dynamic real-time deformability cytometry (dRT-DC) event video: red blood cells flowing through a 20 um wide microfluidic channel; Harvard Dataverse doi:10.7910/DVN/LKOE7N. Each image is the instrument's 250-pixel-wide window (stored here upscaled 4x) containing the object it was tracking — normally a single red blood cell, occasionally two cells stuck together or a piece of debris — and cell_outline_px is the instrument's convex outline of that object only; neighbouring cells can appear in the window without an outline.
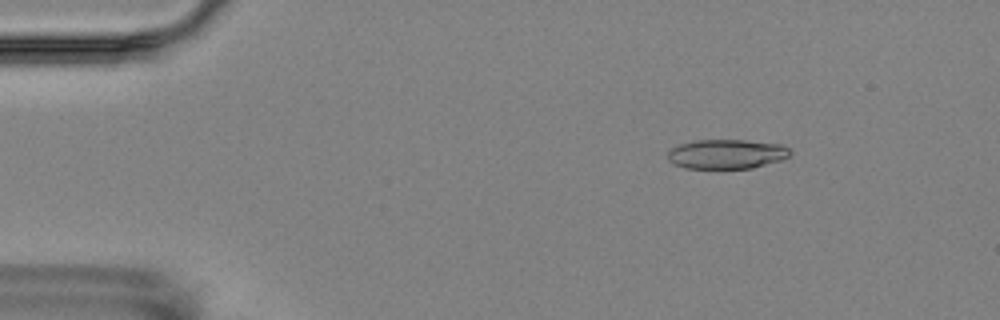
{"species": "Egyptian fruit bat (a non-hibernating species)", "species_latin": "Rousettus aegyptiacus", "temperature_condition": "room temperature", "stored_images_in_passage": 3, "camera_frame_rate_fps": 3000, "um_per_image_px": 0.085, "animal": {"sex": "female"}, "frame": {"image": 1, "passage_image": 1, "time_ms": 0.0, "image_size_px": [1000, 320], "cell_outline_px": [[792, 152], [788, 156], [780, 160], [752, 168], [684, 168], [668, 160], [668, 152], [672, 148], [680, 144], [696, 140], [744, 140], [784, 144]], "centroid_in_image_um": [61.78, 13.08], "position_along_channel_um": 23.2, "area_um2": 20.92}}